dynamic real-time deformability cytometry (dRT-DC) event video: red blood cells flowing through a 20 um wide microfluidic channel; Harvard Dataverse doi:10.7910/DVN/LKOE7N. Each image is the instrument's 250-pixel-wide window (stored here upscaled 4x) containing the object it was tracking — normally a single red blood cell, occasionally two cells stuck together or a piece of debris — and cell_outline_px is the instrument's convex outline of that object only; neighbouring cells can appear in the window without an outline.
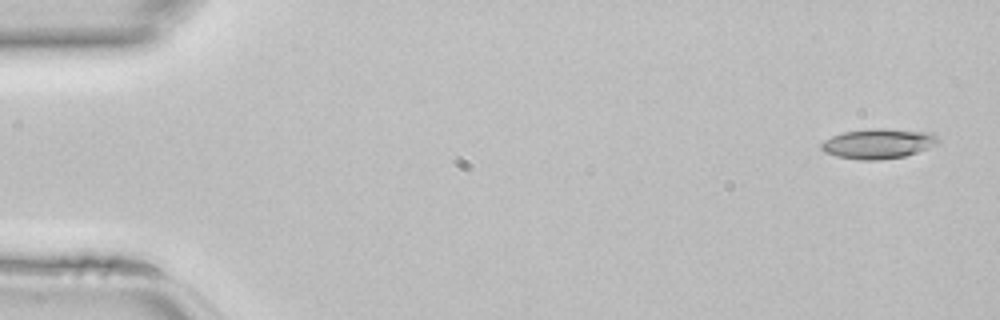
{"species": "common noctule bat (a hibernating species)", "species_latin": "Nyctalus noctula", "temperature_condition": "room temperature", "stored_images_in_passage": 44, "camera_frame_rate_fps": 3000, "um_per_image_px": 0.085, "animal": {"sex": "female", "body_mass_g": 22.7, "forearm_length_mm": 54.2}, "frame": {"image": 1, "passage_image": 1, "time_ms": 0.0, "image_size_px": [1000, 320], "cell_outline_px": [[940, 140], [936, 144], [928, 148], [904, 156], [880, 160], [860, 160], [836, 156], [824, 152], [820, 148], [820, 144], [824, 140], [832, 136], [844, 132], [864, 128], [884, 128], [932, 132]], "centroid_in_image_um": [74.63, 12.2], "position_along_channel_um": 10.4, "area_um2": 20.58}}
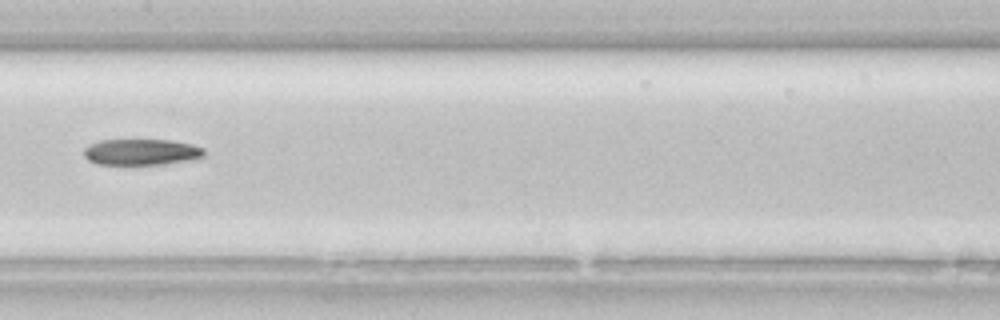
{"frame": {"image": 2, "passage_image": 22, "time_ms": 7.0, "image_size_px": [1000, 320], "cell_outline_px": [[204, 156], [192, 160], [164, 164], [96, 164], [88, 160], [84, 156], [84, 148], [88, 144], [100, 140], [172, 140], [192, 144], [204, 148]], "centroid_in_image_um": [12.01, 12.92], "position_along_channel_um": 195.4, "area_um2": 18.44}}
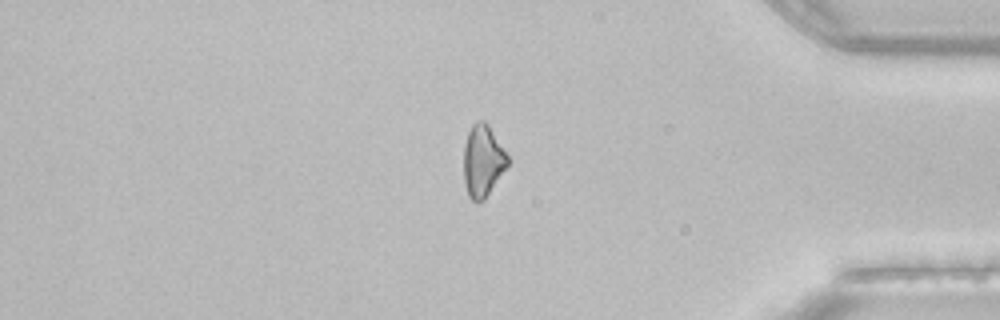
{"frame": {"image": 3, "passage_image": 37, "time_ms": 12.0, "image_size_px": [1000, 320], "cell_outline_px": [[508, 164], [488, 192], [476, 204], [468, 196], [464, 184], [464, 144], [468, 132], [472, 124], [476, 120], [484, 120], [488, 124], [508, 156]], "centroid_in_image_um": [41.0, 13.63], "position_along_channel_um": 394.2, "area_um2": 18.03}}